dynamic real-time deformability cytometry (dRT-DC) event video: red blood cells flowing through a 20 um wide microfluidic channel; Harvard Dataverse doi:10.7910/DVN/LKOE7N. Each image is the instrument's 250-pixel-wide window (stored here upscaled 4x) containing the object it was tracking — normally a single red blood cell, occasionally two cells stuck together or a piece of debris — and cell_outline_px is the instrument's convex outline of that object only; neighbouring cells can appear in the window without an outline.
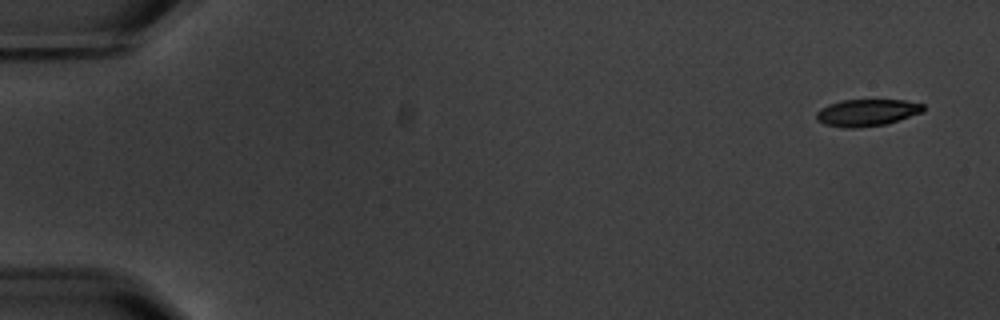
{"species": "common noctule bat (a hibernating species)", "species_latin": "Nyctalus noctula", "temperature_condition": "warm", "stored_images_in_passage": 8, "camera_frame_rate_fps": 3000, "um_per_image_px": 0.085, "animal": {"sex": "male", "body_mass_g": 20.1, "forearm_length_mm": 53.5}, "frame": {"image": 1, "passage_image": 1, "time_ms": 0.0, "image_size_px": [1000, 320], "cell_outline_px": [[924, 112], [888, 124], [860, 128], [844, 128], [824, 124], [816, 120], [816, 112], [820, 108], [828, 104], [844, 100], [904, 100], [924, 104]], "centroid_in_image_um": [73.69, 9.58], "position_along_channel_um": 11.3, "area_um2": 17.05}}
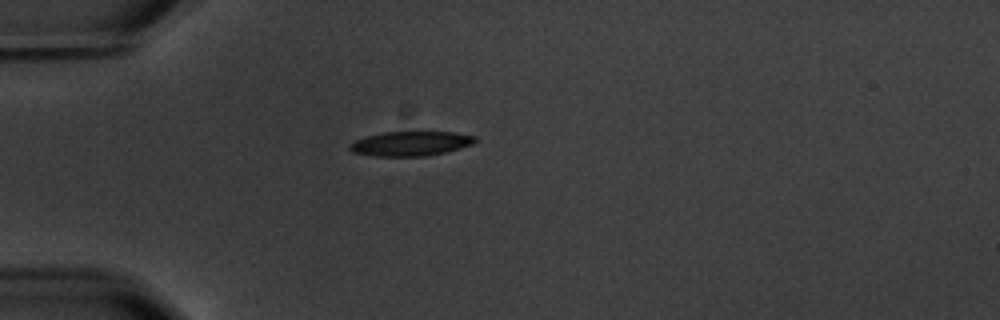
{"frame": {"image": 2, "passage_image": 5, "time_ms": 4.667, "image_size_px": [1000, 320], "cell_outline_px": [[476, 140], [472, 144], [448, 152], [428, 156], [376, 156], [352, 152], [348, 148], [348, 144], [364, 136], [384, 132], [456, 132], [476, 136]], "centroid_in_image_um": [34.9, 12.2], "position_along_channel_um": 50.1, "area_um2": 18.09}}
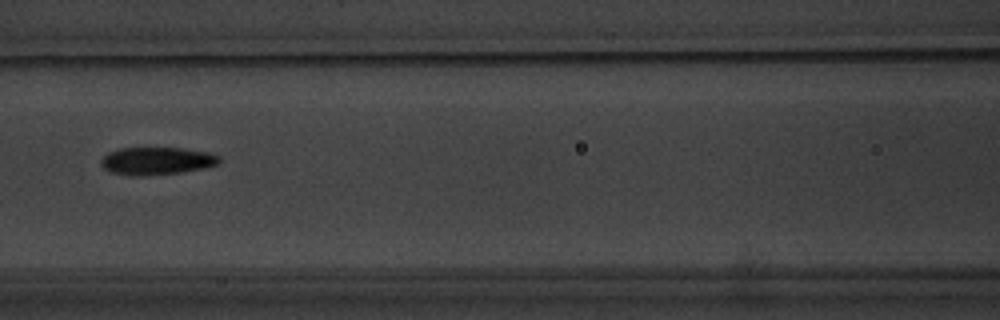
{"frame": {"image": 3, "passage_image": 8, "time_ms": 8.0, "image_size_px": [1000, 320], "cell_outline_px": [[220, 164], [204, 168], [180, 172], [144, 176], [132, 176], [112, 172], [104, 168], [100, 164], [100, 160], [108, 152], [120, 148], [184, 148], [208, 152], [220, 156]], "centroid_in_image_um": [13.33, 13.67], "position_along_channel_um": 153.3, "area_um2": 19.13}}